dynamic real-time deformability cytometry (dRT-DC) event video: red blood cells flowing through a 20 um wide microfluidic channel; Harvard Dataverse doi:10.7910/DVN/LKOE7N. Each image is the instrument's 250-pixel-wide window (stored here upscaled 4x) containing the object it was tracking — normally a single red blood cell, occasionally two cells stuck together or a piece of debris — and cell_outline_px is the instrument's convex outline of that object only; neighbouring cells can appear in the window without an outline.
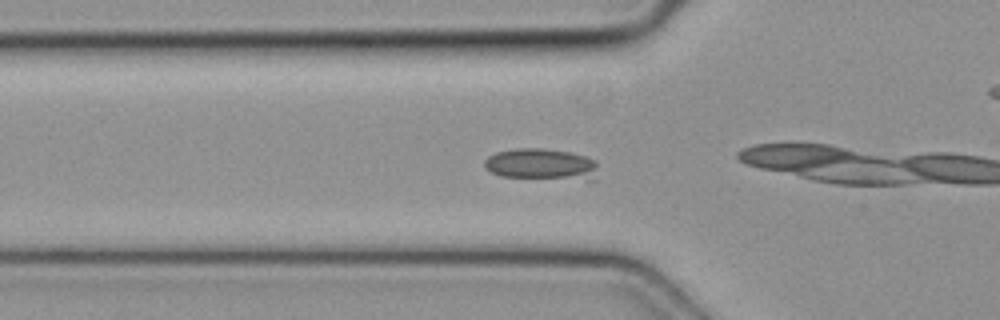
{"species": "common noctule bat (a hibernating species)", "species_latin": "Nyctalus noctula", "temperature_condition": "cold", "stored_images_in_passage": 14, "camera_frame_rate_fps": 3000, "um_per_image_px": 0.085, "animal": {"sex": "female", "body_mass_g": 19.3, "forearm_length_mm": 54.1}, "frame": {"image": 1, "passage_image": 12, "time_ms": 3.667, "image_size_px": [1000, 320], "cell_outline_px": [[596, 180], [588, 180], [504, 176], [492, 172], [484, 168], [484, 160], [488, 156], [496, 152], [520, 148], [540, 148], [568, 152], [584, 156], [592, 160], [596, 164]], "centroid_in_image_um": [46.0, 13.97], "position_along_channel_um": 79.8, "area_um2": 20.52}}